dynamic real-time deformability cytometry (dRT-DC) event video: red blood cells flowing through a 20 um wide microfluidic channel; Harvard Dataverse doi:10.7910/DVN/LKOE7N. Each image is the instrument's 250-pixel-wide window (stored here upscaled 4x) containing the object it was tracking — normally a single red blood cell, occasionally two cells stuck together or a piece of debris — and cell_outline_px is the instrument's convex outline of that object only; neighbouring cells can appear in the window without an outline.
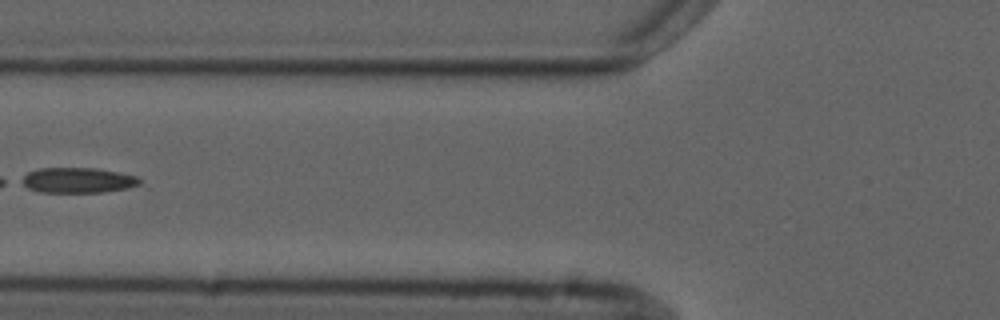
{"species": "common noctule bat (a hibernating species)", "species_latin": "Nyctalus noctula", "temperature_condition": "cold", "stored_images_in_passage": 7, "camera_frame_rate_fps": 3000, "um_per_image_px": 0.085, "animal": {"sex": "male", "forearm_length_mm": 52.5}, "frame": {"image": 1, "passage_image": 6, "time_ms": 6.0, "image_size_px": [1000, 320], "cell_outline_px": [[140, 184], [128, 188], [104, 192], [40, 192], [28, 188], [20, 184], [16, 180], [28, 172], [36, 168], [96, 168], [136, 176], [140, 180]], "centroid_in_image_um": [6.51, 15.32], "position_along_channel_um": 119.3, "area_um2": 17.57}}
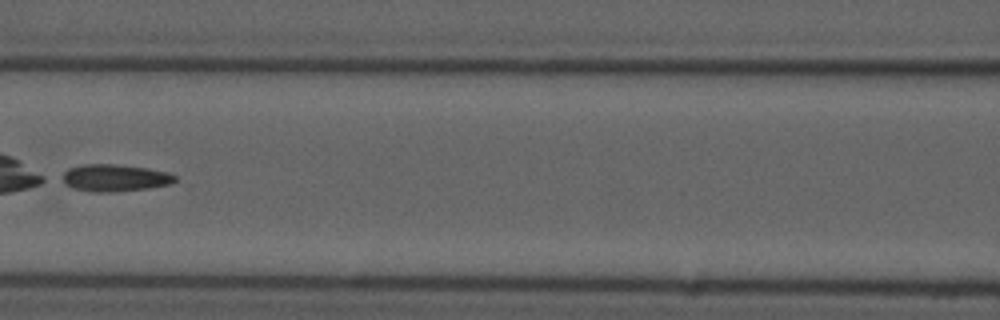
{"frame": {"image": 2, "passage_image": 7, "time_ms": 7.0, "image_size_px": [1000, 320], "cell_outline_px": [[176, 180], [172, 184], [148, 188], [116, 192], [92, 192], [72, 188], [56, 180], [56, 176], [68, 168], [84, 164], [112, 164], [148, 168], [168, 172], [176, 176]], "centroid_in_image_um": [9.65, 15.12], "position_along_channel_um": 157.0, "area_um2": 18.38}}